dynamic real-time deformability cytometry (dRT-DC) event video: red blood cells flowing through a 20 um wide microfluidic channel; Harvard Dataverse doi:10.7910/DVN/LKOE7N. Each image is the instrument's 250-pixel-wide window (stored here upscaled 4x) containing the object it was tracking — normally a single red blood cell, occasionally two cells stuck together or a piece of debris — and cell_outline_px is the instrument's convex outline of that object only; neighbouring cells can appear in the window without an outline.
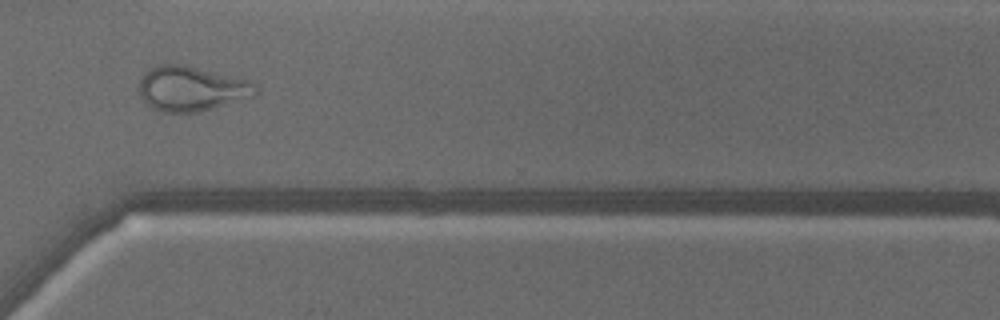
{"species": "common noctule bat (a hibernating species)", "species_latin": "Nyctalus noctula", "temperature_condition": "warm", "stored_images_in_passage": 47, "camera_frame_rate_fps": 3000, "um_per_image_px": 0.085, "animal": {"sex": "male", "body_mass_g": 18.8}, "frame": {"image": 1, "passage_image": 34, "time_ms": 11.0, "image_size_px": [1000, 320], "cell_outline_px": [[260, 92], [256, 96], [200, 112], [160, 112], [152, 108], [140, 96], [140, 76], [148, 68], [160, 64], [184, 64], [248, 80], [256, 84]], "centroid_in_image_um": [16.29, 7.53], "position_along_channel_um": 354.3, "area_um2": 30.81}}